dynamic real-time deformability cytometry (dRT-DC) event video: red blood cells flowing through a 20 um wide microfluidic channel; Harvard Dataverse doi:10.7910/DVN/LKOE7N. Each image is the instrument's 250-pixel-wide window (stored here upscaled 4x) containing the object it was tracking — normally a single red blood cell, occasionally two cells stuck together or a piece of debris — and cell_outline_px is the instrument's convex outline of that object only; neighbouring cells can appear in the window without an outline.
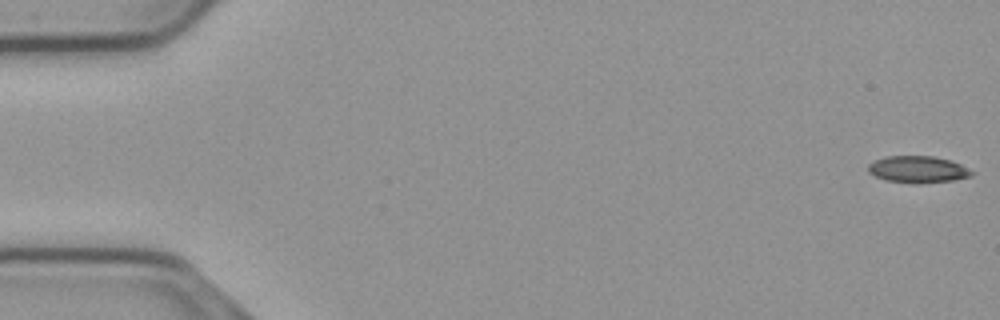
{"species": "common noctule bat (a hibernating species)", "species_latin": "Nyctalus noctula", "temperature_condition": "cold", "stored_images_in_passage": 56, "camera_frame_rate_fps": 3000, "um_per_image_px": 0.085, "animal": {"sex": "male", "body_mass_g": 23.1, "forearm_length_mm": 52.7}, "frame": {"image": 1, "passage_image": 1, "time_ms": 0.0, "image_size_px": [1000, 320], "cell_outline_px": [[972, 176], [952, 180], [884, 180], [868, 172], [868, 164], [884, 156], [932, 156], [952, 160], [960, 164], [972, 172]], "centroid_in_image_um": [77.98, 14.33], "position_along_channel_um": 7.0, "area_um2": 15.14}}
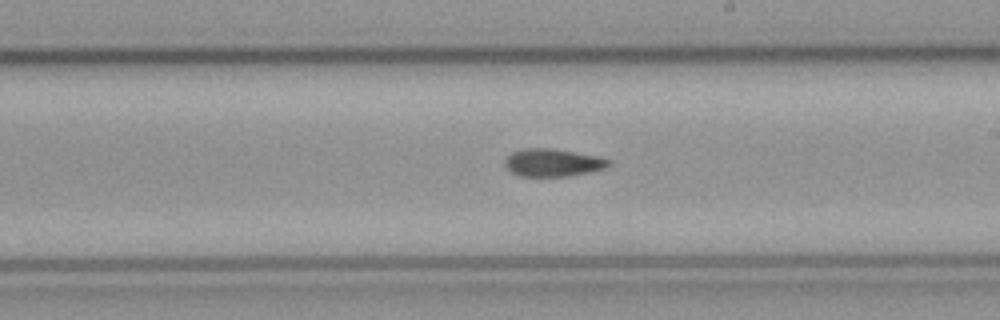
{"frame": {"image": 2, "passage_image": 32, "time_ms": 10.333, "image_size_px": [1000, 320], "cell_outline_px": [[612, 164], [604, 168], [588, 172], [568, 176], [520, 176], [512, 172], [504, 164], [504, 160], [512, 152], [524, 148], [548, 148], [600, 156], [612, 160]], "centroid_in_image_um": [47.01, 13.82], "position_along_channel_um": 242.0, "area_um2": 16.7}}
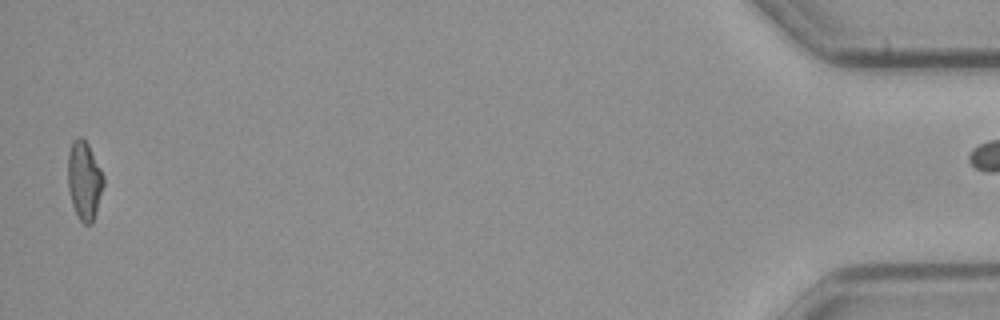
{"frame": {"image": 3, "passage_image": 55, "time_ms": 18.0, "image_size_px": [1000, 320], "cell_outline_px": [[104, 184], [92, 224], [84, 224], [80, 220], [72, 204], [68, 188], [68, 152], [72, 140], [76, 136], [80, 136], [88, 144], [104, 176]], "centroid_in_image_um": [7.15, 15.31], "position_along_channel_um": 428.0, "area_um2": 16.24}}